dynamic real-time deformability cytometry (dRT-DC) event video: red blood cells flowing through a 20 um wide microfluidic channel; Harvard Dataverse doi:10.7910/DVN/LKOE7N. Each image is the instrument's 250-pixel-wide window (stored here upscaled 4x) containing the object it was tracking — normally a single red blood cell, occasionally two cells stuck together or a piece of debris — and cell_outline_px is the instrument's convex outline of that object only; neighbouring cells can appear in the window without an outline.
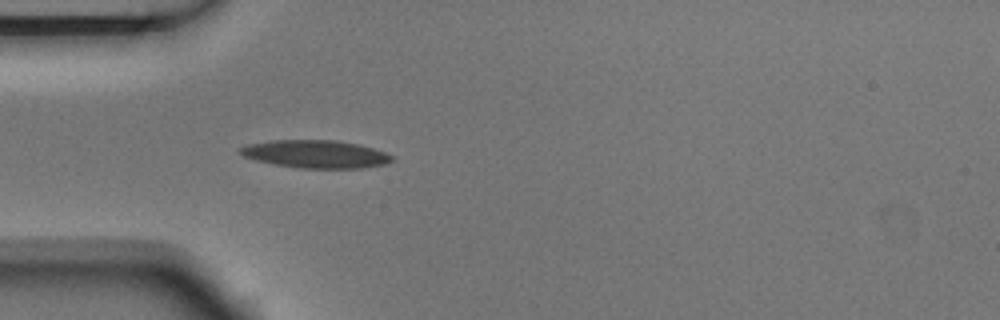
{"species": "Egyptian fruit bat (a non-hibernating species)", "species_latin": "Rousettus aegyptiacus", "temperature_condition": "room temperature", "stored_images_in_passage": 4, "camera_frame_rate_fps": 3000, "um_per_image_px": 0.085, "animal": {"sex": "male"}, "frame": {"image": 1, "passage_image": 4, "time_ms": 1.0, "image_size_px": [1000, 320], "cell_outline_px": [[396, 160], [384, 164], [360, 168], [300, 168], [276, 164], [256, 160], [244, 156], [240, 152], [240, 148], [248, 144], [272, 140], [336, 140], [356, 144], [372, 148], [384, 152], [392, 156]], "centroid_in_image_um": [26.84, 13.09], "position_along_channel_um": 58.2, "area_um2": 24.33}}